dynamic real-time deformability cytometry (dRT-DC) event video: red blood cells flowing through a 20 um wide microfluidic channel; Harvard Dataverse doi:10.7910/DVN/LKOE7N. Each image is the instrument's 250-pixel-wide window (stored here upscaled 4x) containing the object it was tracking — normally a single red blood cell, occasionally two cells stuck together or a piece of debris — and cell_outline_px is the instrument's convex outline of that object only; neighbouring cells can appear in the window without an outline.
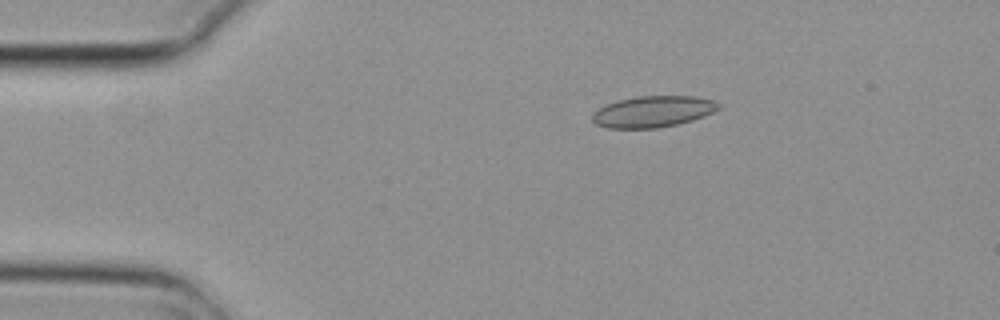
{"species": "common noctule bat (a hibernating species)", "species_latin": "Nyctalus noctula", "temperature_condition": "cold", "stored_images_in_passage": 3, "camera_frame_rate_fps": 3000, "um_per_image_px": 0.085, "animal": {"sex": "female", "body_mass_g": 29.2, "forearm_length_mm": 56.3}, "frame": {"image": 1, "passage_image": 2, "time_ms": 0.333, "image_size_px": [1000, 320], "cell_outline_px": [[720, 108], [704, 116], [692, 120], [676, 124], [656, 128], [608, 128], [596, 124], [592, 120], [592, 116], [604, 104], [616, 100], [636, 96], [696, 96], [712, 100], [720, 104]], "centroid_in_image_um": [55.49, 9.47], "position_along_channel_um": 29.5, "area_um2": 22.95}}